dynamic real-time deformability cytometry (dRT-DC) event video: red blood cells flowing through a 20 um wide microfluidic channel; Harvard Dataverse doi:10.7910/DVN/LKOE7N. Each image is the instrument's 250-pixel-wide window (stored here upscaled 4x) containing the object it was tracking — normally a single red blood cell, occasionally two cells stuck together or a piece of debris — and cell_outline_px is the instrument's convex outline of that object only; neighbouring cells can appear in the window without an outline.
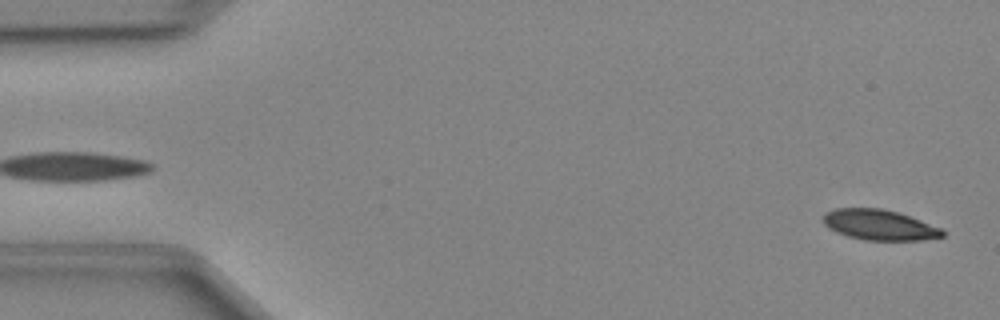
{"species": "Egyptian fruit bat (a non-hibernating species)", "species_latin": "Rousettus aegyptiacus", "temperature_condition": "cold", "stored_images_in_passage": 47, "camera_frame_rate_fps": 3000, "um_per_image_px": 0.085, "animal": {"sex": "female"}, "frame": {"image": 1, "passage_image": 1, "time_ms": 0.0, "image_size_px": [1000, 320], "cell_outline_px": [[944, 236], [920, 240], [864, 240], [848, 236], [836, 232], [828, 228], [820, 220], [824, 212], [836, 208], [880, 208], [900, 212], [944, 228]], "centroid_in_image_um": [74.74, 19.1], "position_along_channel_um": 10.3, "area_um2": 21.56}}
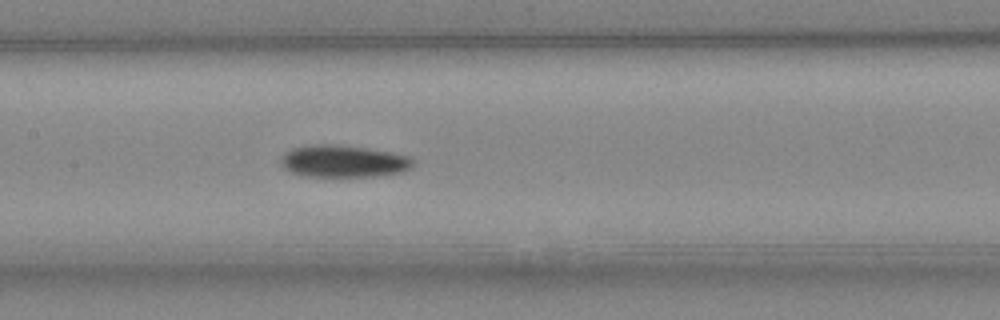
{"frame": {"image": 2, "passage_image": 22, "time_ms": 7.0, "image_size_px": [1000, 320], "cell_outline_px": [[412, 168], [404, 172], [376, 176], [300, 176], [288, 172], [280, 164], [280, 160], [284, 152], [292, 148], [312, 144], [336, 144], [364, 148], [388, 152], [408, 156], [412, 160]], "centroid_in_image_um": [29.12, 13.71], "position_along_channel_um": 178.3, "area_um2": 24.85}}
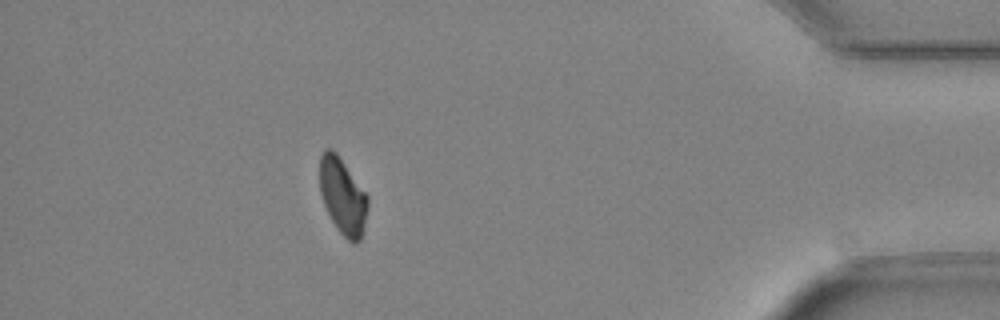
{"frame": {"image": 3, "passage_image": 42, "time_ms": 13.667, "image_size_px": [1000, 320], "cell_outline_px": [[368, 204], [364, 232], [360, 240], [356, 244], [352, 244], [336, 228], [324, 204], [320, 192], [320, 156], [324, 148], [332, 148], [336, 152], [368, 196]], "centroid_in_image_um": [29.14, 16.69], "position_along_channel_um": 406.1, "area_um2": 21.39}}